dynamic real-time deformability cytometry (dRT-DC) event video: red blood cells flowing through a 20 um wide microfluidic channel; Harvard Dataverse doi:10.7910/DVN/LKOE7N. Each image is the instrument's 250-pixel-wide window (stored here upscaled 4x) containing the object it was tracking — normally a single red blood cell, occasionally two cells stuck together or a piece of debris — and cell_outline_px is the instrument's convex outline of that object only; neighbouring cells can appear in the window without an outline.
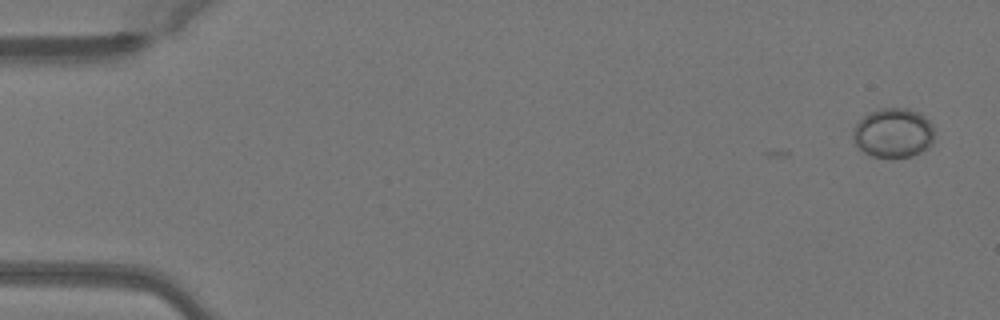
{"species": "Egyptian fruit bat (a non-hibernating species)", "species_latin": "Rousettus aegyptiacus", "temperature_condition": "warm", "stored_images_in_passage": 13, "camera_frame_rate_fps": 3000, "um_per_image_px": 0.085, "animal": {"sex": "female"}, "frame": {"image": 1, "passage_image": 1, "time_ms": 0.0, "image_size_px": [1000, 320], "cell_outline_px": [[932, 144], [928, 148], [912, 156], [892, 160], [888, 160], [872, 156], [864, 152], [856, 144], [852, 136], [852, 132], [856, 124], [864, 116], [880, 108], [908, 108], [924, 116], [932, 124]], "centroid_in_image_um": [75.92, 11.34], "position_along_channel_um": 9.1, "area_um2": 23.7}}
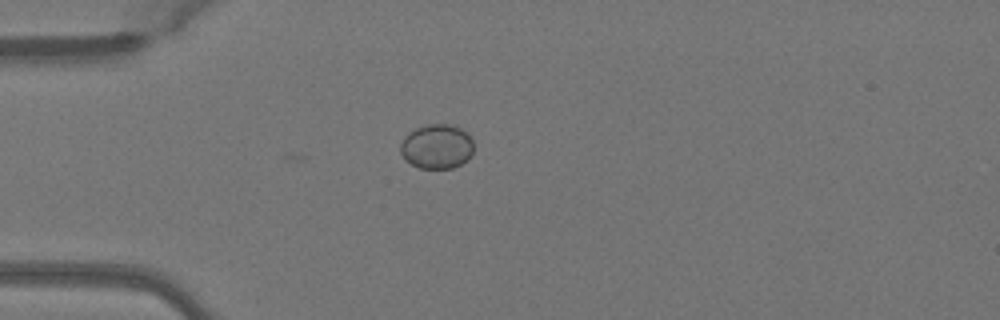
{"frame": {"image": 2, "passage_image": 13, "time_ms": 4.0, "image_size_px": [1000, 320], "cell_outline_px": [[472, 152], [468, 160], [452, 168], [420, 168], [404, 160], [400, 152], [400, 144], [404, 136], [408, 132], [416, 128], [428, 124], [448, 124], [460, 128], [472, 136]], "centroid_in_image_um": [37.11, 12.45], "position_along_channel_um": 47.9, "area_um2": 19.13}}